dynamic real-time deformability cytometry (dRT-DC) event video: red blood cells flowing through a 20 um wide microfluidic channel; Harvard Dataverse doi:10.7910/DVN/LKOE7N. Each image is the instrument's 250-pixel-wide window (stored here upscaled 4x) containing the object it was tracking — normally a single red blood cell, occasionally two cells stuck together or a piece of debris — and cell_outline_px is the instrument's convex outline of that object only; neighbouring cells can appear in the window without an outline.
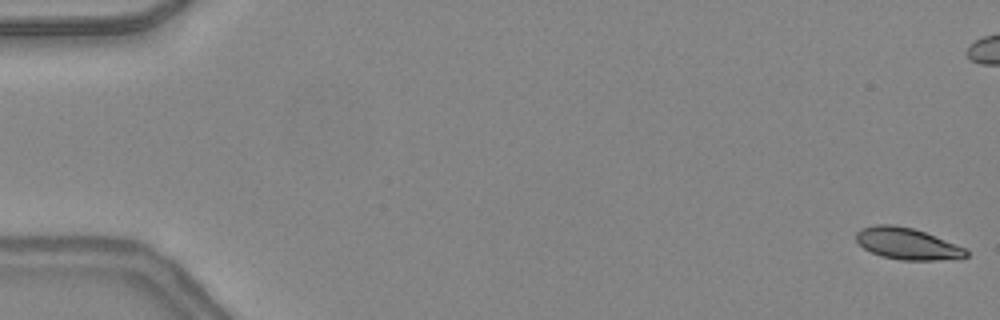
{"species": "common noctule bat (a hibernating species)", "species_latin": "Nyctalus noctula", "temperature_condition": "warm", "stored_images_in_passage": 49, "camera_frame_rate_fps": 3000, "um_per_image_px": 0.085, "animal": {"sex": "female", "body_mass_g": 24.6, "forearm_length_mm": 56.2}, "frame": {"image": 1, "passage_image": 1, "time_ms": 0.0, "image_size_px": [1000, 320], "cell_outline_px": [[968, 256], [936, 260], [900, 260], [880, 256], [864, 248], [856, 240], [856, 232], [860, 228], [876, 224], [892, 224], [912, 228], [924, 232], [956, 244], [964, 248], [968, 252]], "centroid_in_image_um": [77.06, 20.7], "position_along_channel_um": 7.9, "area_um2": 20.06}, "authors_computed_cell_mechanics": {"area_um2": 21.6172, "velocity_mm_per_s": 4.3567, "shape_relaxation_time_tau1_ms": 6.7998, "shape_relaxation_time_tau2_ms": 3.5924, "deformation_change_tau1": 0.1604, "deformation_change_tau2": 0.0953}}